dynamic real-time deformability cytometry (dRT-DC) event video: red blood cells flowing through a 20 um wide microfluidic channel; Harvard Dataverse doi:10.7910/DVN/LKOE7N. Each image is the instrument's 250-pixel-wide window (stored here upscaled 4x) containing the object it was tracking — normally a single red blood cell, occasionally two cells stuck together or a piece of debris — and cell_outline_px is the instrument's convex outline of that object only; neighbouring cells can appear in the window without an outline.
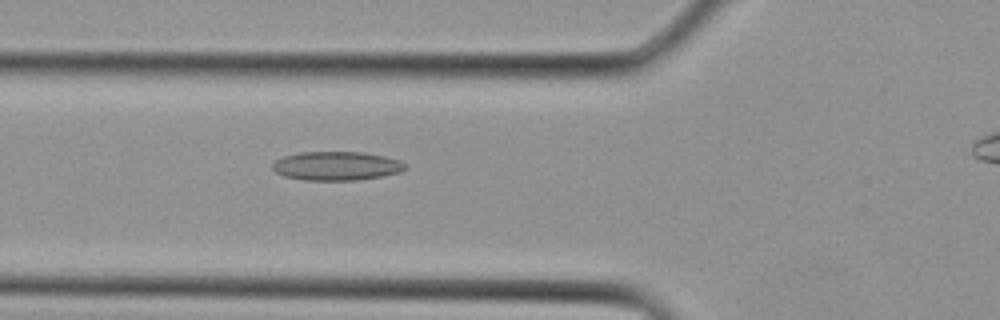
{"species": "Egyptian fruit bat (a non-hibernating species)", "species_latin": "Rousettus aegyptiacus", "temperature_condition": "cold", "stored_images_in_passage": 3, "camera_frame_rate_fps": 3000, "um_per_image_px": 0.085, "animal": {"sex": "female"}, "frame": {"image": 1, "passage_image": 2, "time_ms": 0.333, "image_size_px": [1000, 320], "cell_outline_px": [[408, 168], [400, 172], [380, 176], [356, 180], [304, 180], [284, 176], [276, 172], [272, 168], [272, 164], [276, 160], [284, 156], [300, 152], [364, 152], [384, 156], [400, 160], [408, 164]], "centroid_in_image_um": [28.63, 14.1], "position_along_channel_um": 97.2, "area_um2": 22.37}}